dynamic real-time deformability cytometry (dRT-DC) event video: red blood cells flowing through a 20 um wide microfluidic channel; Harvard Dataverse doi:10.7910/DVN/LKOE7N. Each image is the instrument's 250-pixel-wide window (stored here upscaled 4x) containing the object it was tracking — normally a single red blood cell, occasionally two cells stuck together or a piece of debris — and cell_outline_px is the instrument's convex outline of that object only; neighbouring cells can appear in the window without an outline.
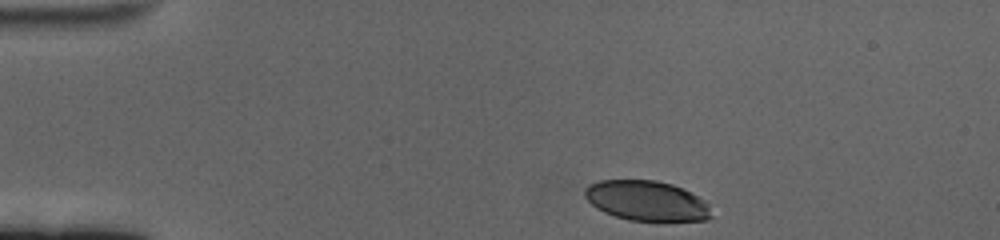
{"species": "human", "species_latin": "Homo sapiens", "temperature_condition": "cold", "stored_images_in_passage": 43, "camera_frame_rate_fps": 3000, "um_per_image_px": 0.085, "donor": {"sex": "female"}, "frame": {"image": 1, "passage_image": 1, "time_ms": 0.0, "image_size_px": [1000, 240], "cell_outline_px": [[712, 216], [708, 220], [628, 220], [604, 212], [596, 208], [584, 196], [584, 188], [588, 184], [600, 180], [656, 180], [672, 184], [704, 200], [708, 204]], "centroid_in_image_um": [54.92, 17.05], "position_along_channel_um": 30.1, "area_um2": 29.25}}
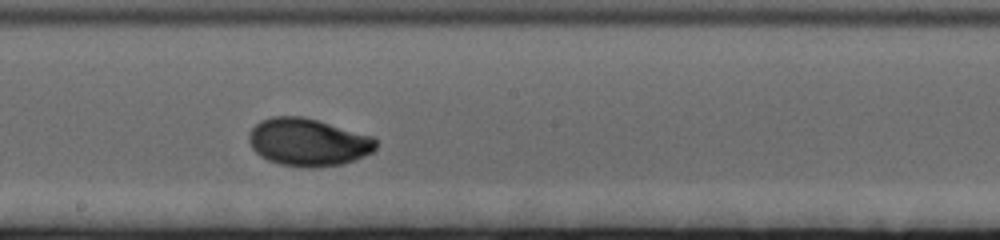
{"frame": {"image": 2, "passage_image": 24, "time_ms": 7.667, "image_size_px": [1000, 240], "cell_outline_px": [[376, 148], [372, 152], [356, 160], [344, 164], [316, 168], [304, 168], [280, 164], [268, 160], [260, 156], [252, 148], [248, 140], [248, 136], [252, 128], [260, 120], [272, 116], [300, 116], [316, 120], [372, 136], [376, 140]], "centroid_in_image_um": [26.17, 12.1], "position_along_channel_um": 222.0, "area_um2": 35.37}}
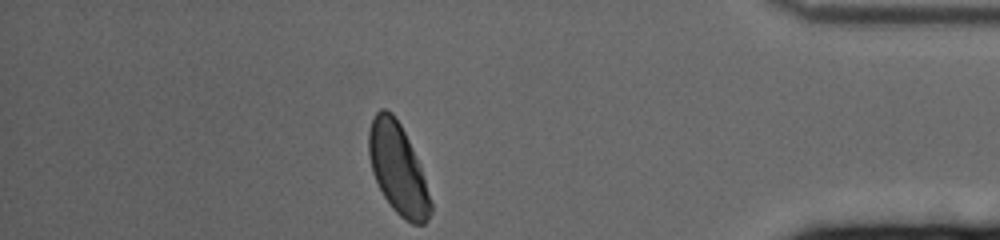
{"frame": {"image": 3, "passage_image": 43, "time_ms": 14.0, "image_size_px": [1000, 240], "cell_outline_px": [[432, 212], [428, 220], [424, 224], [412, 224], [404, 220], [392, 208], [384, 196], [372, 172], [368, 152], [368, 132], [372, 120], [376, 112], [380, 108], [384, 108], [392, 112], [400, 124], [412, 148], [420, 168], [432, 204]], "centroid_in_image_um": [33.8, 14.36], "position_along_channel_um": 401.4, "area_um2": 32.25}, "authors_computed_cell_mechanics": {"area_um2": 33.6974, "velocity_mm_per_s": 3.3648, "shape_relaxation_time_tau1_ms": 3.3271, "shape_relaxation_time_tau2_ms": null, "deformation_change_tau1": 0.15, "deformation_change_tau2": null}}